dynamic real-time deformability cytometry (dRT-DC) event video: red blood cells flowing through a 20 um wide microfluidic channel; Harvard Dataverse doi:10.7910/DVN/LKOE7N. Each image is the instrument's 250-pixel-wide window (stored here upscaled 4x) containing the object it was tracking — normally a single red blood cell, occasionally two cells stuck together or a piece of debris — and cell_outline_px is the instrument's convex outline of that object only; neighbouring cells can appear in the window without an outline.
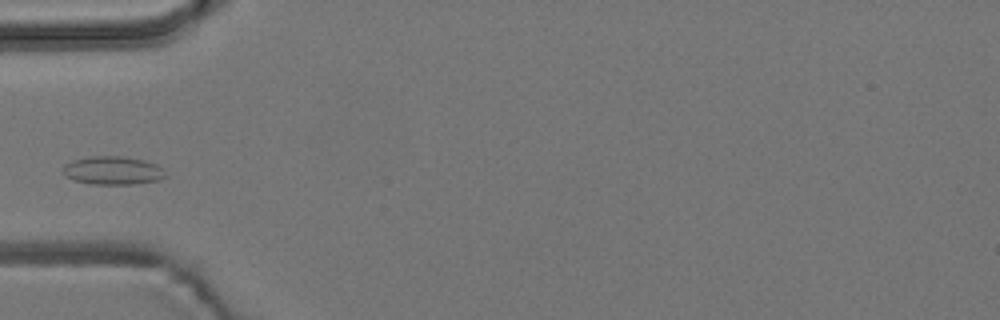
{"species": "common noctule bat (a hibernating species)", "species_latin": "Nyctalus noctula", "temperature_condition": "room temperature", "stored_images_in_passage": 2, "camera_frame_rate_fps": 3000, "um_per_image_px": 0.085, "animal": {"sex": "male", "body_mass_g": 19.2, "forearm_length_mm": 51.8}, "frame": {"image": 1, "passage_image": 1, "time_ms": 0.0, "image_size_px": [1000, 320], "cell_outline_px": [[168, 176], [160, 180], [136, 184], [92, 184], [76, 180], [64, 176], [64, 164], [72, 160], [88, 156], [124, 156], [144, 160], [156, 164]], "centroid_in_image_um": [9.6, 14.49], "position_along_channel_um": 75.4, "area_um2": 16.99}}
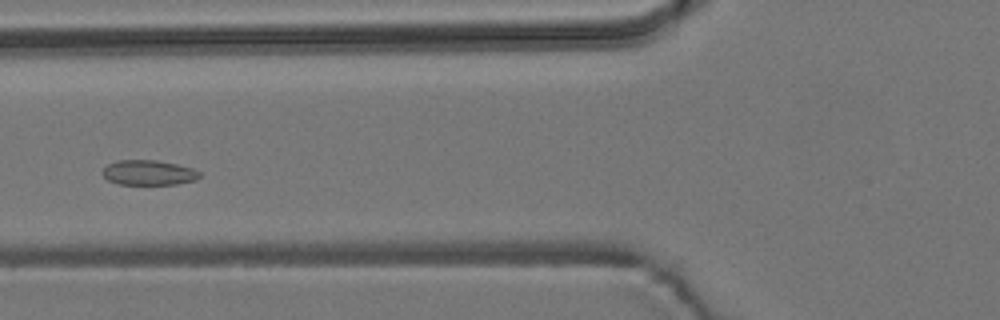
{"frame": {"image": 2, "passage_image": 2, "time_ms": 1.0, "image_size_px": [1000, 320], "cell_outline_px": [[200, 176], [196, 180], [176, 184], [120, 184], [108, 180], [100, 172], [108, 164], [116, 160], [156, 160], [176, 164], [192, 168], [200, 172]], "centroid_in_image_um": [12.62, 14.67], "position_along_channel_um": 113.2, "area_um2": 14.1}}